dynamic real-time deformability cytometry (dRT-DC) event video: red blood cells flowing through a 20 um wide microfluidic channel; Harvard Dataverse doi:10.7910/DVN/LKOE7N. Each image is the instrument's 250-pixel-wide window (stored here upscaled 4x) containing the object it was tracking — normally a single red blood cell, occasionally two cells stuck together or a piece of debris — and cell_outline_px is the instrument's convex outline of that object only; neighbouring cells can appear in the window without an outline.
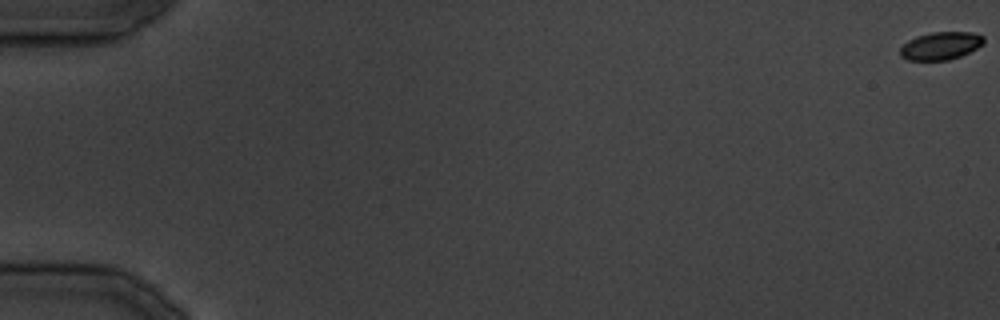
{"species": "common noctule bat (a hibernating species)", "species_latin": "Nyctalus noctula", "temperature_condition": "cold", "stored_images_in_passage": 23, "camera_frame_rate_fps": 3000, "um_per_image_px": 0.085, "animal": {"sex": "male", "body_mass_g": 19.5, "forearm_length_mm": 54.6}, "frame": {"image": 1, "passage_image": 1, "time_ms": 0.0, "image_size_px": [1000, 320], "cell_outline_px": [[984, 44], [960, 56], [948, 60], [908, 60], [900, 56], [900, 48], [908, 40], [916, 36], [932, 32], [972, 32], [984, 36]], "centroid_in_image_um": [79.95, 3.89], "position_along_channel_um": 5.0, "area_um2": 13.53}}
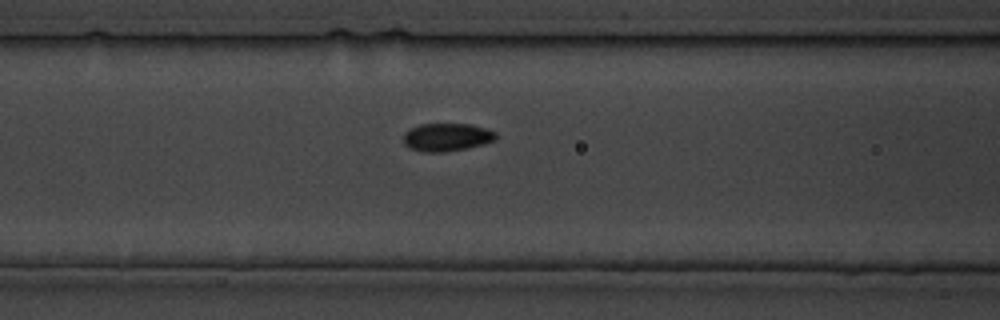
{"frame": {"image": 2, "passage_image": 16, "time_ms": 19.0, "image_size_px": [1000, 320], "cell_outline_px": [[496, 140], [468, 148], [444, 152], [424, 152], [408, 148], [404, 144], [404, 132], [420, 124], [468, 124], [484, 128], [496, 132]], "centroid_in_image_um": [37.96, 11.67], "position_along_channel_um": 128.6, "area_um2": 15.03}}
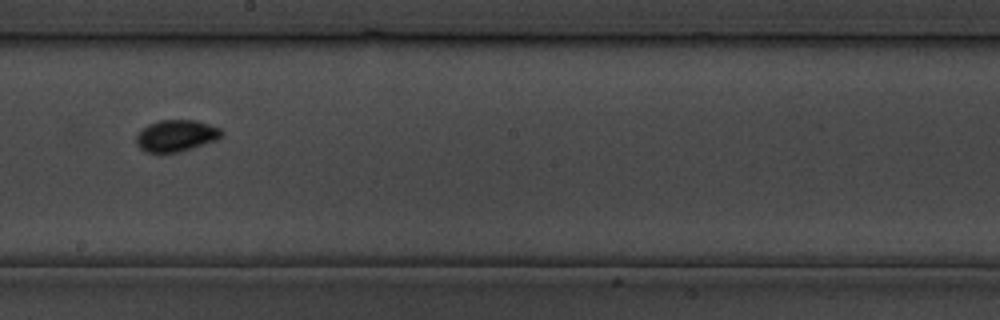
{"frame": {"image": 3, "passage_image": 22, "time_ms": 25.667, "image_size_px": [1000, 320], "cell_outline_px": [[224, 132], [216, 140], [180, 152], [144, 152], [136, 144], [136, 136], [148, 124], [160, 120], [196, 120], [220, 128]], "centroid_in_image_um": [14.97, 11.53], "position_along_channel_um": 233.2, "area_um2": 15.61}}